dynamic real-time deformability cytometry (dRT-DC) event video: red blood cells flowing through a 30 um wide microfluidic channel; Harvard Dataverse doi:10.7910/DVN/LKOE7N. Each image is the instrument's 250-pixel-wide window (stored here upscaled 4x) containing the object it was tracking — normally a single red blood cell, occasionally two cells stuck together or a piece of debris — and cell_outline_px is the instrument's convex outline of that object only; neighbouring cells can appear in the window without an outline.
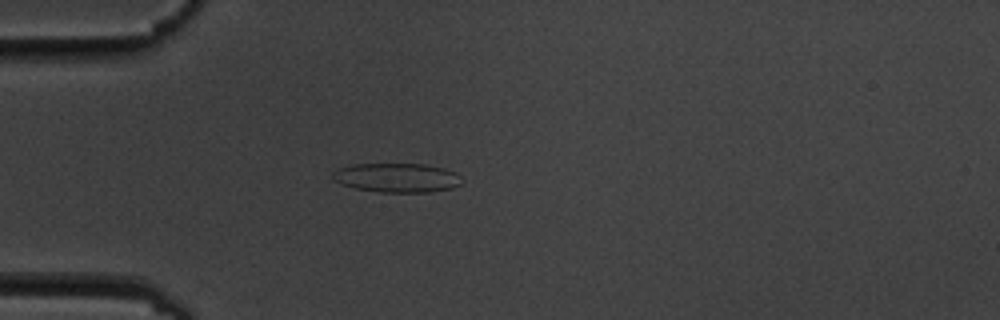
{"species": "common noctule bat (a hibernating species)", "species_latin": "Nyctalus noctula", "temperature_condition": "cold", "stored_images_in_passage": 4, "camera_frame_rate_fps": 3000, "um_per_image_px": 0.085, "animal": {"sex": "male", "body_mass_g": 19.5, "forearm_length_mm": 54.6}, "frame": {"image": 1, "passage_image": 4, "time_ms": 3.333, "image_size_px": [1000, 320], "cell_outline_px": [[464, 180], [460, 184], [452, 188], [428, 192], [380, 192], [356, 188], [332, 180], [332, 172], [340, 168], [352, 164], [424, 164], [444, 168], [456, 172]], "centroid_in_image_um": [33.77, 15.1], "position_along_channel_um": 51.2, "area_um2": 21.96}}